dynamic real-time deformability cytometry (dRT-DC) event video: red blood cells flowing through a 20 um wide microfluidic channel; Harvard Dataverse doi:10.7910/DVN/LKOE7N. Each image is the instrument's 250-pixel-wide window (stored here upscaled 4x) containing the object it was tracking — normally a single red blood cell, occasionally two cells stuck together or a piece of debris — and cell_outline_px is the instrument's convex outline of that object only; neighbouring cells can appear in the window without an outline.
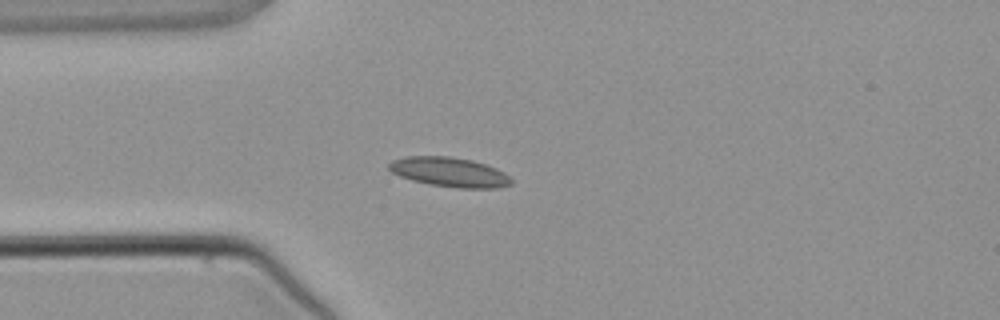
{"species": "common noctule bat (a hibernating species)", "species_latin": "Nyctalus noctula", "temperature_condition": "warm", "stored_images_in_passage": 4, "camera_frame_rate_fps": 3000, "um_per_image_px": 0.085, "animal": {"sex": "male", "body_mass_g": 21.5, "forearm_length_mm": 52.0}, "frame": {"image": 1, "passage_image": 4, "time_ms": 3.667, "image_size_px": [1000, 320], "cell_outline_px": [[512, 184], [500, 188], [456, 188], [428, 184], [412, 180], [400, 176], [392, 172], [388, 168], [388, 164], [392, 160], [408, 156], [448, 156], [472, 160], [496, 168], [504, 172], [512, 180]], "centroid_in_image_um": [38.21, 14.63], "position_along_channel_um": 46.8, "area_um2": 21.1}}